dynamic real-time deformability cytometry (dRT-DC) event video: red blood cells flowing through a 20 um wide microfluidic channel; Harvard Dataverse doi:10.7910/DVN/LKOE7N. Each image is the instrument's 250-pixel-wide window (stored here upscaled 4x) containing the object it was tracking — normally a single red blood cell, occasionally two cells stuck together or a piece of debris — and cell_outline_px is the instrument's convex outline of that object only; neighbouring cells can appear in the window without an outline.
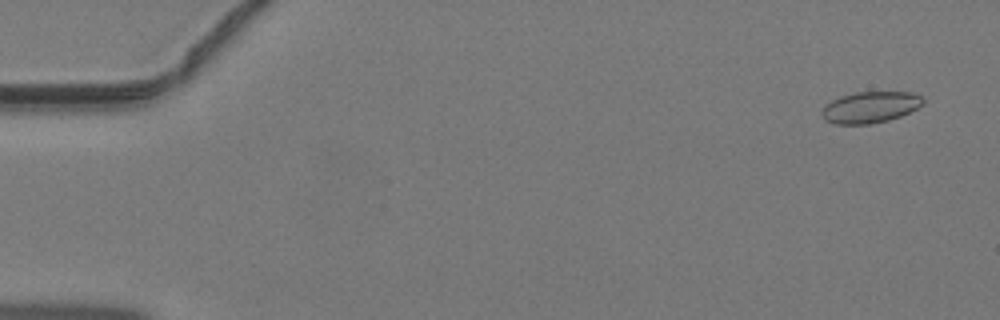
{"species": "common noctule bat (a hibernating species)", "species_latin": "Nyctalus noctula", "temperature_condition": "warm", "stored_images_in_passage": 44, "camera_frame_rate_fps": 3000, "um_per_image_px": 0.085, "animal": {"sex": "male", "body_mass_g": 19.2, "forearm_length_mm": 51.8}, "frame": {"image": 1, "passage_image": 3, "time_ms": 0.667, "image_size_px": [1000, 320], "cell_outline_px": [[924, 104], [900, 116], [888, 120], [872, 124], [836, 124], [824, 120], [820, 112], [824, 104], [840, 96], [856, 92], [912, 92], [924, 96]], "centroid_in_image_um": [73.95, 9.11], "position_along_channel_um": 11.0, "area_um2": 18.67}}
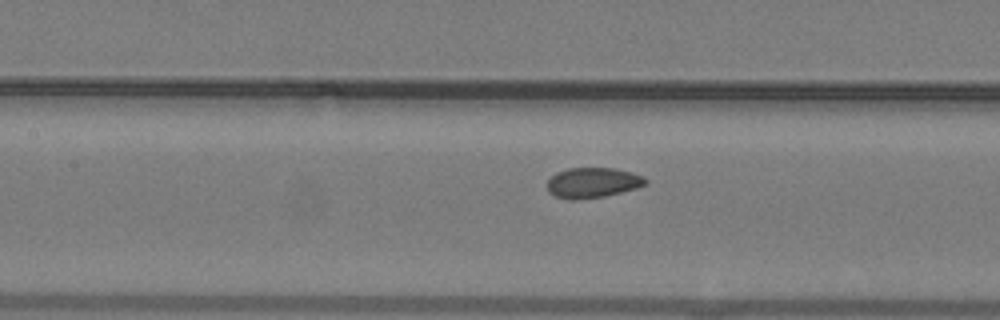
{"frame": {"image": 2, "passage_image": 22, "time_ms": 7.0, "image_size_px": [1000, 320], "cell_outline_px": [[648, 184], [636, 188], [604, 196], [576, 200], [568, 200], [556, 196], [548, 192], [548, 180], [556, 172], [568, 168], [616, 168], [632, 172], [644, 176], [648, 180]], "centroid_in_image_um": [50.4, 15.52], "position_along_channel_um": 157.0, "area_um2": 17.46}}
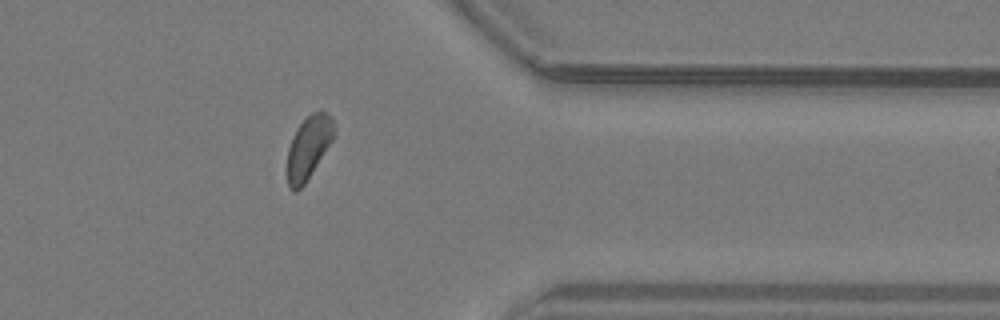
{"frame": {"image": 3, "passage_image": 38, "time_ms": 12.333, "image_size_px": [1000, 320], "cell_outline_px": [[336, 136], [304, 184], [296, 192], [288, 184], [284, 172], [284, 168], [288, 148], [292, 136], [296, 128], [312, 112], [320, 108], [332, 116], [336, 128]], "centroid_in_image_um": [26.22, 12.5], "position_along_channel_um": 385.2, "area_um2": 17.92}}